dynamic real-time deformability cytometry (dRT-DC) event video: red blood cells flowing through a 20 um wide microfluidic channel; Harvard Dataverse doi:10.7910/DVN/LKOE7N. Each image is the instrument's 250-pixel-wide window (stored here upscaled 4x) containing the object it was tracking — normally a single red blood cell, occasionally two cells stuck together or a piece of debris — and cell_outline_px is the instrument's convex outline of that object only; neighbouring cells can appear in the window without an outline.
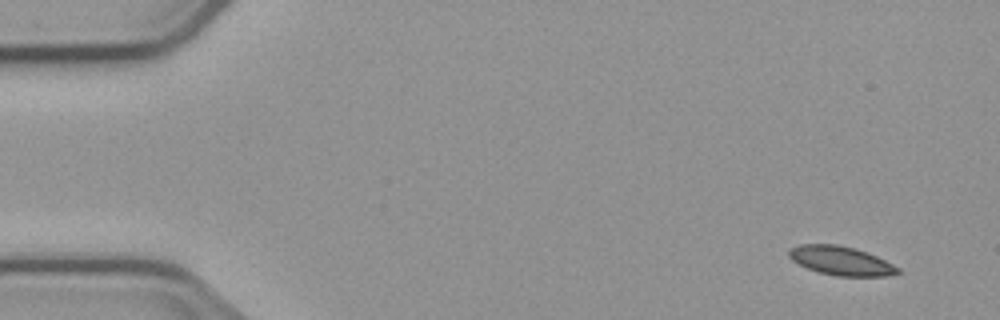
{"species": "common noctule bat (a hibernating species)", "species_latin": "Nyctalus noctula", "temperature_condition": "cold", "stored_images_in_passage": 7, "camera_frame_rate_fps": 3000, "um_per_image_px": 0.085, "animal": {"sex": "male", "body_mass_g": 23.1, "forearm_length_mm": 52.7}, "frame": {"image": 1, "passage_image": 1, "time_ms": 0.0, "image_size_px": [1000, 320], "cell_outline_px": [[900, 272], [888, 276], [836, 276], [820, 272], [808, 268], [792, 260], [788, 256], [788, 252], [792, 248], [800, 244], [836, 244], [852, 248], [876, 256], [900, 268]], "centroid_in_image_um": [71.48, 22.17], "position_along_channel_um": 13.5, "area_um2": 18.03}}
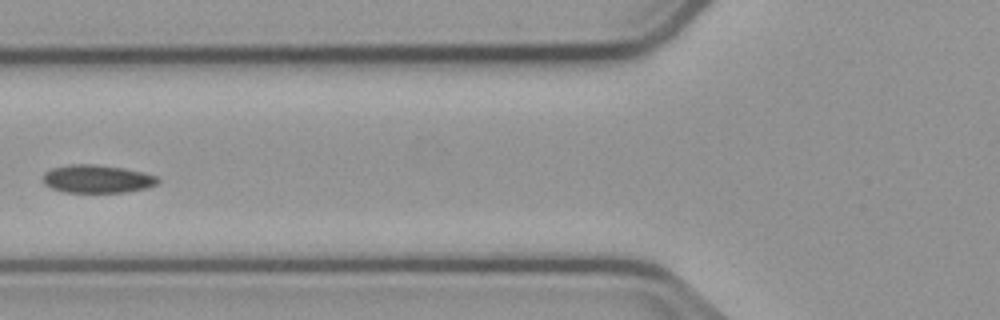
{"frame": {"image": 2, "passage_image": 6, "time_ms": 6.0, "image_size_px": [1000, 320], "cell_outline_px": [[160, 180], [156, 184], [148, 188], [124, 192], [64, 192], [52, 188], [44, 184], [40, 180], [44, 172], [52, 168], [68, 164], [92, 164], [124, 168], [144, 172], [156, 176]], "centroid_in_image_um": [8.22, 15.2], "position_along_channel_um": 117.6, "area_um2": 18.96}}
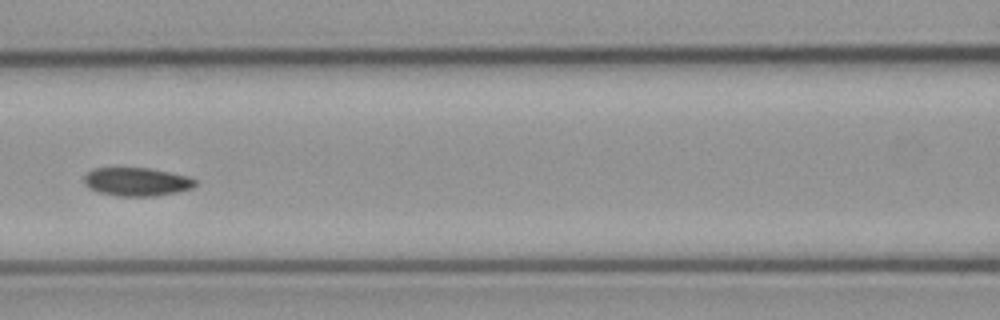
{"frame": {"image": 3, "passage_image": 7, "time_ms": 7.0, "image_size_px": [1000, 320], "cell_outline_px": [[196, 184], [192, 188], [176, 192], [152, 196], [116, 196], [100, 192], [88, 188], [84, 184], [84, 176], [92, 168], [148, 168], [188, 176], [196, 180]], "centroid_in_image_um": [11.59, 15.45], "position_along_channel_um": 155.0, "area_um2": 18.32}}